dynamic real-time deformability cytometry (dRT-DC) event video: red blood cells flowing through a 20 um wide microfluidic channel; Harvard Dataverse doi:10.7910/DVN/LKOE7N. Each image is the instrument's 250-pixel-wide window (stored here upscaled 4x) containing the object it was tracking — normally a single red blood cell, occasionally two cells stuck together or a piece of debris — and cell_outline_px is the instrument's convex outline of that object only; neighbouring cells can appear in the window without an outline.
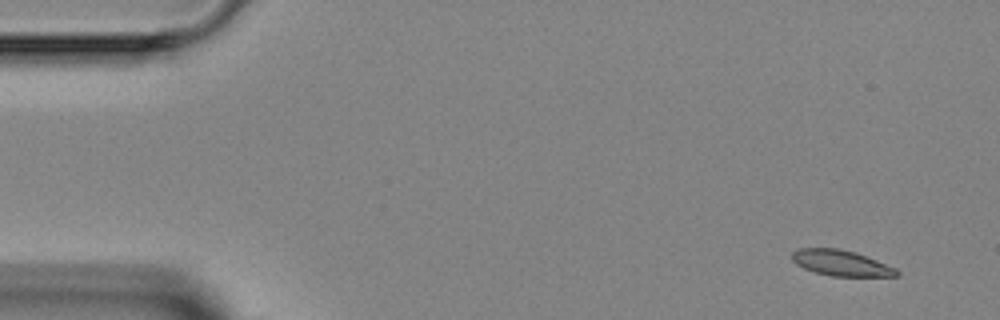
{"species": "Egyptian fruit bat (a non-hibernating species)", "species_latin": "Rousettus aegyptiacus", "temperature_condition": "room temperature", "stored_images_in_passage": 4, "camera_frame_rate_fps": 3000, "um_per_image_px": 0.085, "animal": {"sex": "female"}, "frame": {"image": 1, "passage_image": 1, "time_ms": 0.0, "image_size_px": [1000, 320], "cell_outline_px": [[900, 276], [832, 276], [816, 272], [804, 268], [796, 264], [792, 260], [792, 252], [796, 248], [840, 248], [856, 252], [896, 268], [900, 272]], "centroid_in_image_um": [71.49, 22.34], "position_along_channel_um": 13.5, "area_um2": 15.72}}
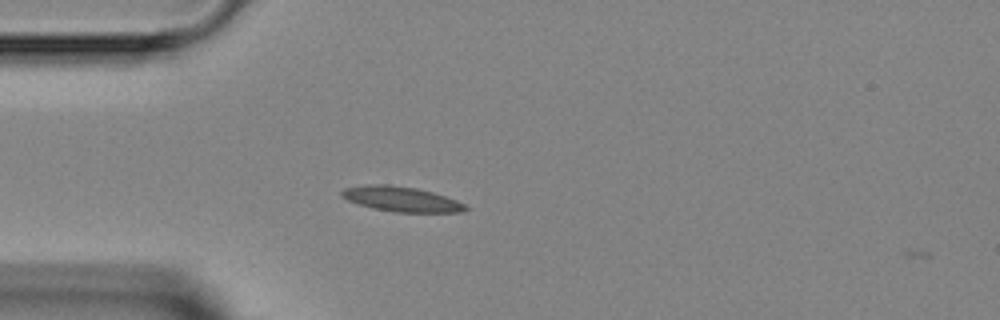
{"frame": {"image": 2, "passage_image": 4, "time_ms": 3.333, "image_size_px": [1000, 320], "cell_outline_px": [[468, 208], [460, 212], [392, 212], [372, 208], [348, 200], [340, 196], [340, 192], [344, 188], [364, 184], [388, 184], [416, 188], [432, 192], [456, 200], [464, 204]], "centroid_in_image_um": [34.05, 16.91], "position_along_channel_um": 50.9, "area_um2": 17.98}}